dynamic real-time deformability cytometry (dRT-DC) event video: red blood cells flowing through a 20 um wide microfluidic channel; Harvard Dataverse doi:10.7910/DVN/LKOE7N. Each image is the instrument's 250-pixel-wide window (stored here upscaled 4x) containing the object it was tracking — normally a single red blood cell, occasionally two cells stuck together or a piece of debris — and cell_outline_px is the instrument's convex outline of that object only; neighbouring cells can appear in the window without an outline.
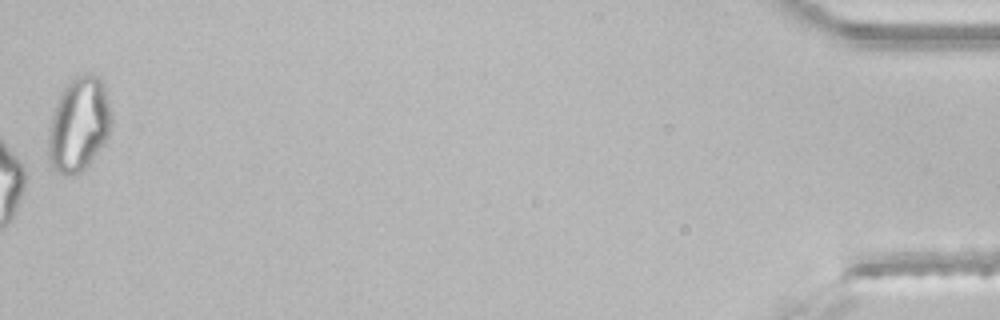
{"species": "common noctule bat (a hibernating species)", "species_latin": "Nyctalus noctula", "temperature_condition": "room temperature", "stored_images_in_passage": 48, "camera_frame_rate_fps": 3000, "um_per_image_px": 0.085, "animal": {"sex": "male", "body_mass_g": 21.5, "forearm_length_mm": 52.0}, "frame": {"image": 1, "passage_image": 48, "time_ms": 15.667, "image_size_px": [1000, 320], "cell_outline_px": [[112, 128], [104, 144], [92, 160], [80, 172], [72, 176], [64, 176], [56, 172], [52, 168], [48, 156], [48, 128], [60, 92], [76, 76], [84, 72], [92, 72], [100, 76], [104, 80], [112, 112]], "centroid_in_image_um": [6.73, 10.55], "position_along_channel_um": 428.5, "area_um2": 35.55}}